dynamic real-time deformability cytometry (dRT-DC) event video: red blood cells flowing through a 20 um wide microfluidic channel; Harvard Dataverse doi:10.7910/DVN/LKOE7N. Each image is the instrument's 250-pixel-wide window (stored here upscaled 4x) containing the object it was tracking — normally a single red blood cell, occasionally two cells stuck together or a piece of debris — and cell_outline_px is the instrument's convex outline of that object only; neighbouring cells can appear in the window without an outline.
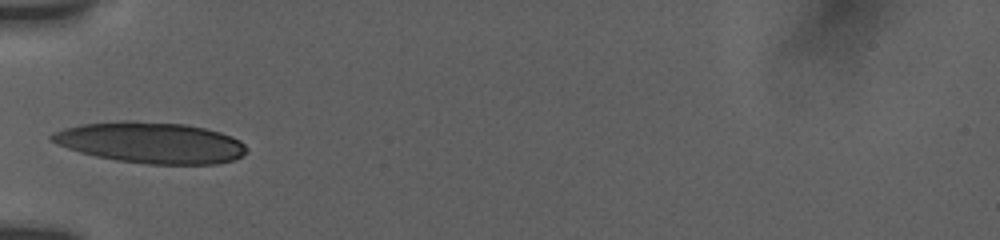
{"species": "human", "species_latin": "Homo sapiens", "temperature_condition": "room temperature", "stored_images_in_passage": 35, "camera_frame_rate_fps": 3000, "um_per_image_px": 0.085, "donor": {"sex": "female"}, "frame": {"image": 1, "passage_image": 1, "time_ms": 0.0, "image_size_px": [1000, 240], "cell_outline_px": [[248, 152], [232, 160], [216, 164], [148, 164], [116, 160], [96, 156], [80, 152], [68, 148], [48, 140], [48, 136], [52, 132], [64, 128], [80, 124], [124, 120], [136, 120], [184, 124], [204, 128], [220, 132], [232, 136], [240, 140], [248, 148]], "centroid_in_image_um": [12.8, 12.11], "position_along_channel_um": 72.2, "area_um2": 46.88}}
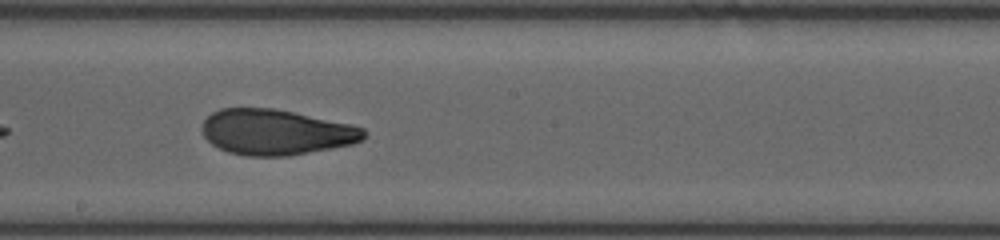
{"frame": {"image": 2, "passage_image": 13, "time_ms": 4.0, "image_size_px": [1000, 240], "cell_outline_px": [[368, 136], [364, 140], [352, 144], [332, 148], [288, 156], [248, 156], [228, 152], [212, 144], [204, 136], [200, 128], [204, 120], [212, 112], [220, 108], [272, 108], [352, 124], [364, 128], [368, 132]], "centroid_in_image_um": [23.48, 11.23], "position_along_channel_um": 224.7, "area_um2": 43.12}}
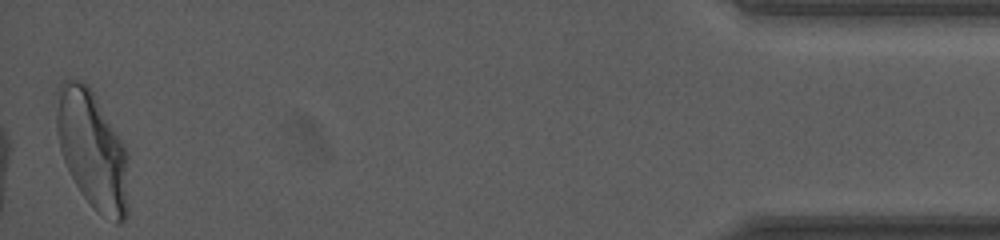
{"frame": {"image": 3, "passage_image": 35, "time_ms": 11.333, "image_size_px": [1000, 240], "cell_outline_px": [[128, 216], [120, 224], [116, 224], [100, 212], [80, 192], [64, 160], [60, 148], [56, 132], [56, 88], [64, 80], [84, 80], [88, 84], [124, 144], [128, 152]], "centroid_in_image_um": [7.86, 12.71], "position_along_channel_um": 427.3, "area_um2": 49.71}, "authors_computed_cell_mechanics": {"area_um2": 44.2748, "velocity_mm_per_s": 3.8279, "shape_relaxation_time_tau1_ms": 6.019, "shape_relaxation_time_tau2_ms": 1.6557, "deformation_change_tau1": 0.1885, "deformation_change_tau2": 0.0814}}